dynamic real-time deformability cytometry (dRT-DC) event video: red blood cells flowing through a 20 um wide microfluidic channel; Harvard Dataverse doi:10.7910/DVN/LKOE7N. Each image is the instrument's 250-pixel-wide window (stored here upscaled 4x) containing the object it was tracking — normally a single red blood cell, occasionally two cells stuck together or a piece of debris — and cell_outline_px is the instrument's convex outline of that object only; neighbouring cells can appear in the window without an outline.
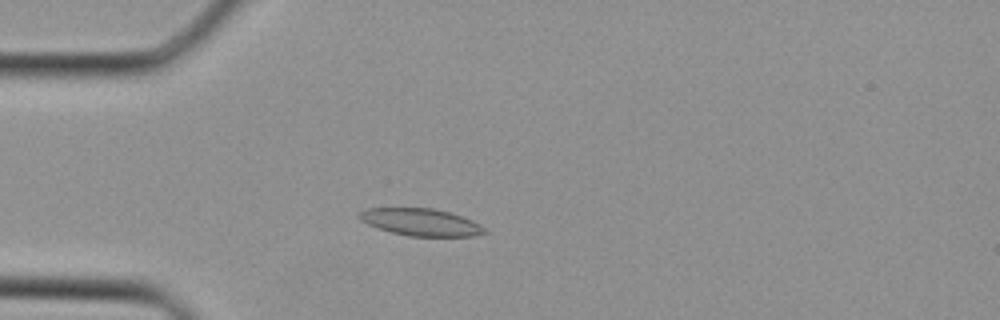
{"species": "Egyptian fruit bat (a non-hibernating species)", "species_latin": "Rousettus aegyptiacus", "temperature_condition": "cold", "stored_images_in_passage": 33, "camera_frame_rate_fps": 3000, "um_per_image_px": 0.085, "animal": {"sex": "female"}, "frame": {"image": 1, "passage_image": 6, "time_ms": 1.667, "image_size_px": [1000, 320], "cell_outline_px": [[488, 232], [472, 236], [408, 236], [392, 232], [368, 224], [360, 220], [360, 212], [368, 208], [432, 208], [448, 212], [472, 220], [480, 224]], "centroid_in_image_um": [35.79, 18.88], "position_along_channel_um": 49.2, "area_um2": 19.54}}
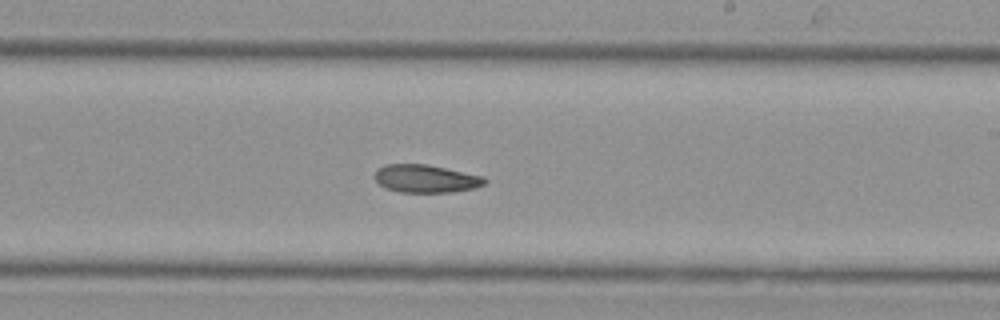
{"frame": {"image": 2, "passage_image": 18, "time_ms": 5.667, "image_size_px": [1000, 320], "cell_outline_px": [[488, 180], [484, 184], [476, 188], [452, 192], [400, 192], [388, 188], [380, 184], [376, 180], [376, 168], [384, 164], [428, 164], [484, 176]], "centroid_in_image_um": [36.24, 15.17], "position_along_channel_um": 252.8, "area_um2": 17.92}}
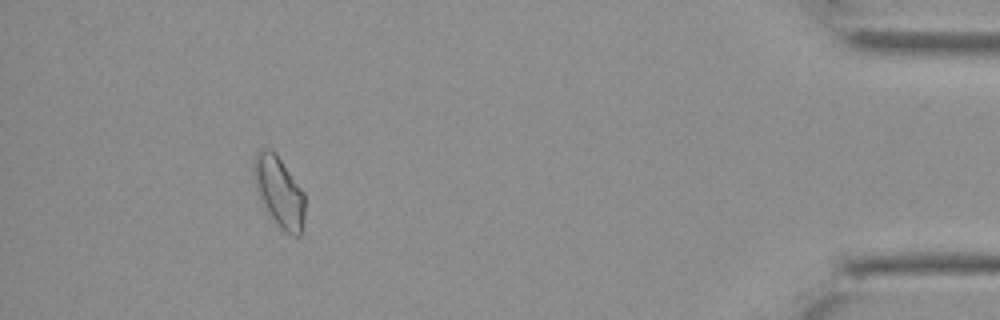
{"frame": {"image": 3, "passage_image": 30, "time_ms": 9.667, "image_size_px": [1000, 320], "cell_outline_px": [[304, 216], [300, 236], [292, 236], [284, 232], [280, 228], [260, 204], [256, 188], [252, 168], [252, 164], [260, 148], [268, 148], [276, 152], [304, 192]], "centroid_in_image_um": [23.7, 16.3], "position_along_channel_um": 411.5, "area_um2": 21.33}}